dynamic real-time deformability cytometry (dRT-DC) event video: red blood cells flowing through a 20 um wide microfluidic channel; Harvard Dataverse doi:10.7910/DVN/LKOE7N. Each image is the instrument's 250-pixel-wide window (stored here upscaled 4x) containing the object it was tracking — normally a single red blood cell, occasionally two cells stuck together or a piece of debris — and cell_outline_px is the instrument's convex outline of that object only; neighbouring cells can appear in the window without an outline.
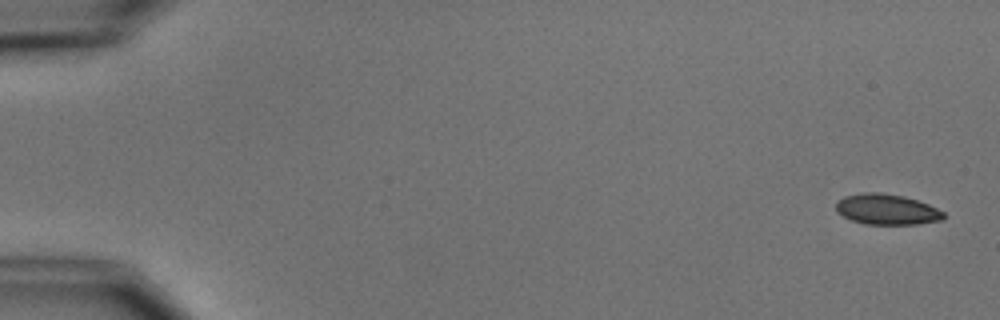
{"species": "common noctule bat (a hibernating species)", "species_latin": "Nyctalus noctula", "temperature_condition": "cold", "stored_images_in_passage": 5, "camera_frame_rate_fps": 3000, "um_per_image_px": 0.085, "animal": {"sex": "male", "body_mass_g": 15.6}, "frame": {"image": 1, "passage_image": 1, "time_ms": 0.0, "image_size_px": [1000, 320], "cell_outline_px": [[944, 220], [920, 224], [864, 224], [852, 220], [836, 212], [836, 200], [844, 196], [864, 192], [880, 192], [904, 196], [928, 204], [944, 212]], "centroid_in_image_um": [75.37, 17.79], "position_along_channel_um": 9.6, "area_um2": 19.31}}